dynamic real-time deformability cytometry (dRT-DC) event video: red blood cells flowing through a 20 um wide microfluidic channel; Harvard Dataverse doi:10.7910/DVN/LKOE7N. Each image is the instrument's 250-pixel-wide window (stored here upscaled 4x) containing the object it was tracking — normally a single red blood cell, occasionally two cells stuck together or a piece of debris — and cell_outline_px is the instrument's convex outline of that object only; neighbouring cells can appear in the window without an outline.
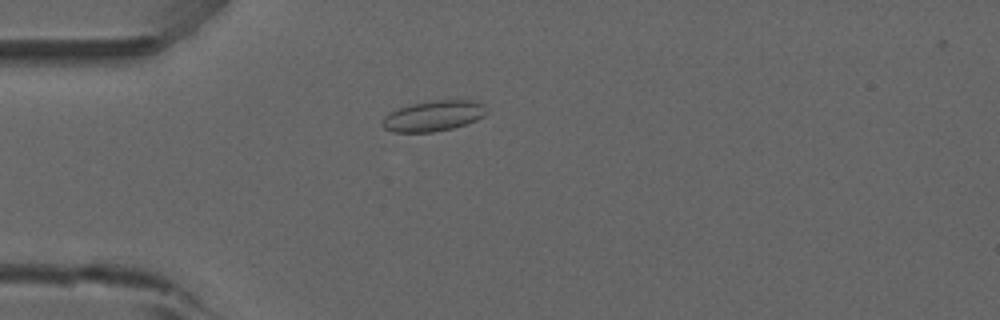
{"species": "common noctule bat (a hibernating species)", "species_latin": "Nyctalus noctula", "temperature_condition": "room temperature", "stored_images_in_passage": 48, "camera_frame_rate_fps": 3000, "um_per_image_px": 0.085, "animal": {"sex": "male", "forearm_length_mm": 52.5}, "frame": {"image": 1, "passage_image": 9, "time_ms": 2.667, "image_size_px": [1000, 320], "cell_outline_px": [[488, 112], [484, 116], [476, 120], [452, 128], [432, 132], [392, 132], [384, 128], [380, 124], [384, 116], [388, 112], [412, 104], [436, 100], [472, 100], [484, 104]], "centroid_in_image_um": [36.83, 9.85], "position_along_channel_um": 48.2, "area_um2": 18.55}}
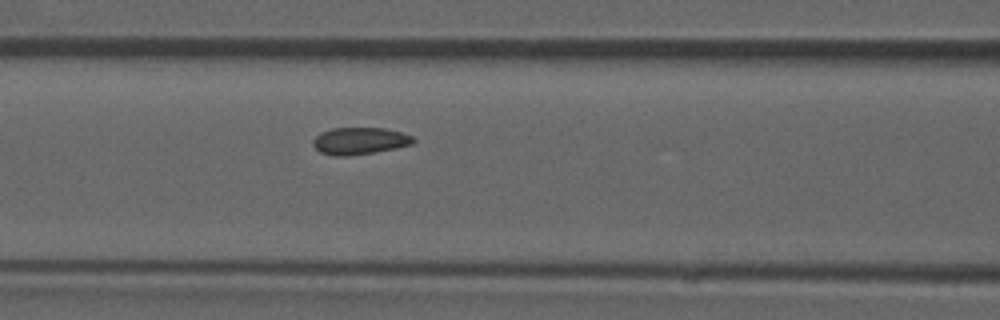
{"frame": {"image": 2, "passage_image": 17, "time_ms": 5.333, "image_size_px": [1000, 320], "cell_outline_px": [[416, 140], [412, 144], [396, 148], [376, 152], [348, 156], [332, 156], [320, 152], [312, 144], [312, 140], [320, 132], [332, 128], [384, 128], [400, 132], [412, 136]], "centroid_in_image_um": [30.55, 11.98], "position_along_channel_um": 136.1, "area_um2": 15.9}}
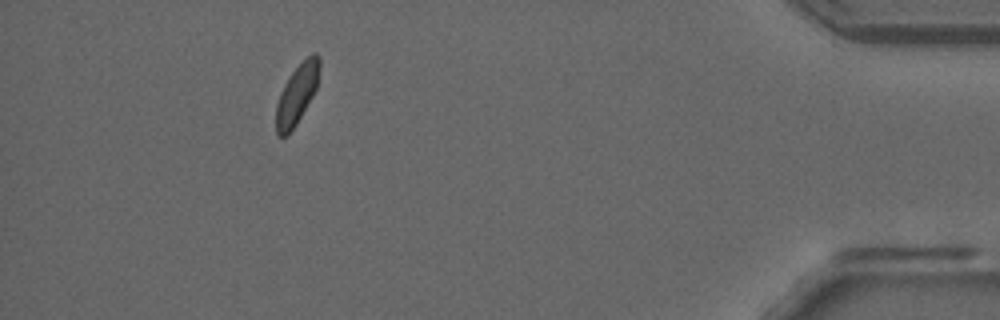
{"frame": {"image": 3, "passage_image": 43, "time_ms": 14.0, "image_size_px": [1000, 320], "cell_outline_px": [[320, 68], [316, 88], [312, 96], [296, 124], [288, 136], [276, 136], [276, 104], [280, 92], [284, 84], [292, 72], [312, 52], [316, 52], [320, 56]], "centroid_in_image_um": [25.23, 8.01], "position_along_channel_um": 410.0, "area_um2": 15.03}, "authors_computed_cell_mechanics": {"area_um2": 15.7216, "velocity_mm_per_s": 3.8417, "shape_relaxation_time_tau1_ms": null, "shape_relaxation_time_tau2_ms": 2.0053, "deformation_change_tau1": null, "deformation_change_tau2": 0.0595}}